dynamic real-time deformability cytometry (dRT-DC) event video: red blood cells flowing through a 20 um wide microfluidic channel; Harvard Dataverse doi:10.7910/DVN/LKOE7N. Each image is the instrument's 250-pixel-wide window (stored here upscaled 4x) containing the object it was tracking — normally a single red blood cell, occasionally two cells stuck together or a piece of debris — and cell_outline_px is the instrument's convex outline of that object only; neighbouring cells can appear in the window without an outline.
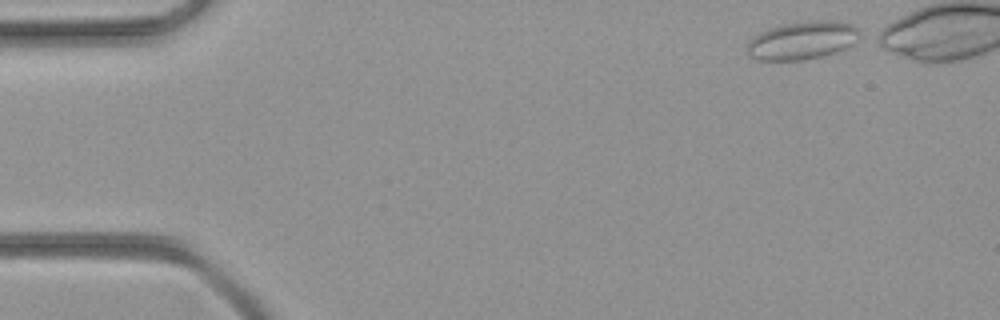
{"species": "common noctule bat (a hibernating species)", "species_latin": "Nyctalus noctula", "temperature_condition": "room temperature", "stored_images_in_passage": 39, "camera_frame_rate_fps": 3000, "um_per_image_px": 0.085, "animal": {"sex": "female", "body_mass_g": 21.9}, "frame": {"image": 1, "passage_image": 1, "time_ms": 0.0, "image_size_px": [1000, 320], "cell_outline_px": [[864, 36], [852, 44], [844, 48], [820, 56], [800, 60], [760, 60], [752, 56], [748, 52], [748, 40], [760, 32], [768, 28], [784, 24], [816, 20], [832, 20], [852, 24], [864, 32]], "centroid_in_image_um": [68.26, 3.41], "position_along_channel_um": 16.7, "area_um2": 24.91}}
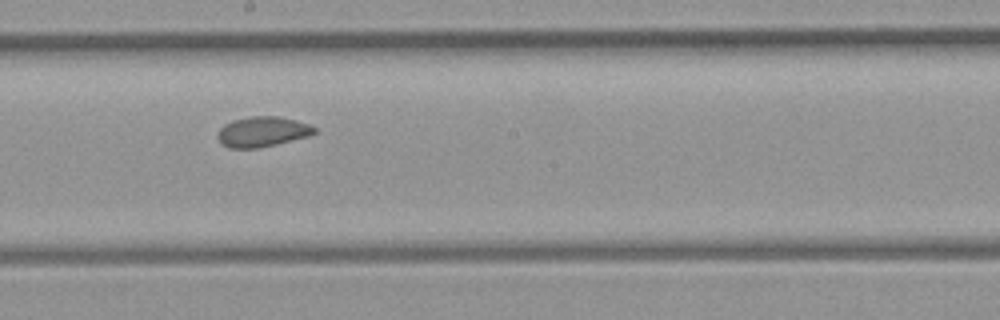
{"frame": {"image": 2, "passage_image": 23, "time_ms": 7.333, "image_size_px": [1000, 320], "cell_outline_px": [[316, 132], [308, 136], [256, 148], [228, 148], [216, 136], [220, 128], [224, 124], [232, 120], [248, 116], [280, 116], [296, 120], [308, 124], [316, 128]], "centroid_in_image_um": [22.28, 11.17], "position_along_channel_um": 225.9, "area_um2": 16.88}}
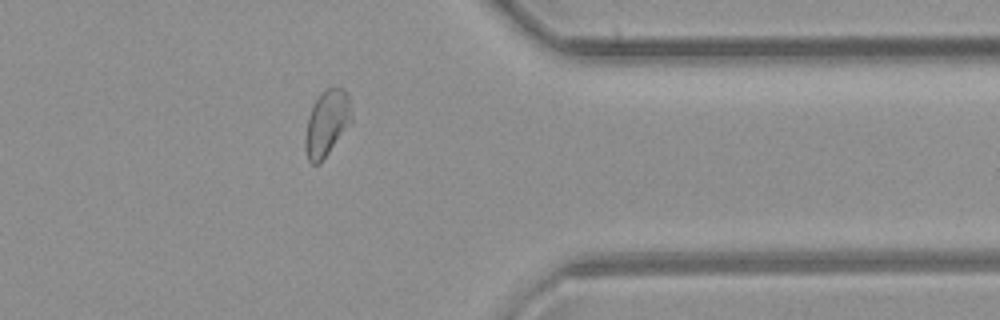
{"frame": {"image": 3, "passage_image": 35, "time_ms": 11.333, "image_size_px": [1000, 320], "cell_outline_px": [[352, 120], [320, 164], [312, 164], [308, 160], [304, 148], [304, 136], [308, 116], [312, 104], [328, 88], [344, 88], [348, 92], [352, 116]], "centroid_in_image_um": [27.76, 10.48], "position_along_channel_um": 383.6, "area_um2": 17.74}}